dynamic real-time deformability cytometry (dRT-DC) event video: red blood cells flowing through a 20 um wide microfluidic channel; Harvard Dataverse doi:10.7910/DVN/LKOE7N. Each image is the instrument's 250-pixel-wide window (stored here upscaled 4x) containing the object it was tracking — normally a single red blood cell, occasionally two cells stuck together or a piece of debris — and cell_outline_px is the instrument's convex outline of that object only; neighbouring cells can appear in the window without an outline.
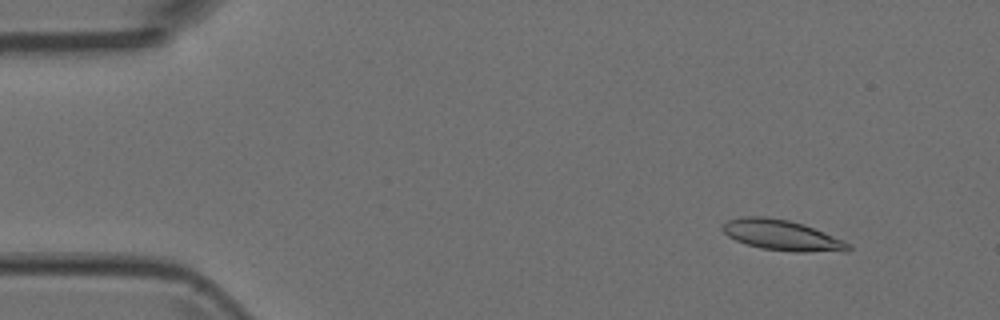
{"species": "Egyptian fruit bat (a non-hibernating species)", "species_latin": "Rousettus aegyptiacus", "temperature_condition": "room temperature", "stored_images_in_passage": 3, "camera_frame_rate_fps": 3000, "um_per_image_px": 0.085, "animal": {"sex": "female"}, "frame": {"image": 1, "passage_image": 1, "time_ms": 0.0, "image_size_px": [1000, 320], "cell_outline_px": [[852, 248], [848, 252], [792, 252], [760, 248], [736, 240], [728, 236], [720, 228], [728, 220], [740, 216], [764, 216], [788, 220], [804, 224], [844, 240]], "centroid_in_image_um": [66.49, 20.0], "position_along_channel_um": 18.5, "area_um2": 22.54}}